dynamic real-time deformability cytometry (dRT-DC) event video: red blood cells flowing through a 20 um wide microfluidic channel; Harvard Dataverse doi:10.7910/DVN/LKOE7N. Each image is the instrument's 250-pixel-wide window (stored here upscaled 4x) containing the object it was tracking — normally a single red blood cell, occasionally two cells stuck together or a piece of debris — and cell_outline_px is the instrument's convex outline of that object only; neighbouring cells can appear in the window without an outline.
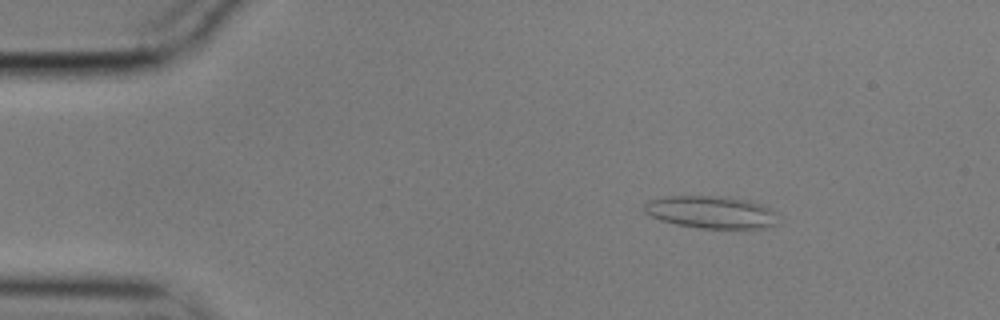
{"species": "common noctule bat (a hibernating species)", "species_latin": "Nyctalus noctula", "temperature_condition": "cold", "stored_images_in_passage": 56, "camera_frame_rate_fps": 3000, "um_per_image_px": 0.085, "animal": {"sex": "male", "body_mass_g": 17.9}, "frame": {"image": 1, "passage_image": 8, "time_ms": 2.333, "image_size_px": [1000, 320], "cell_outline_px": [[776, 224], [764, 228], [700, 228], [676, 224], [660, 220], [644, 212], [644, 204], [648, 200], [668, 196], [720, 196], [748, 200], [772, 208]], "centroid_in_image_um": [60.4, 18.03], "position_along_channel_um": 24.6, "area_um2": 25.09}}
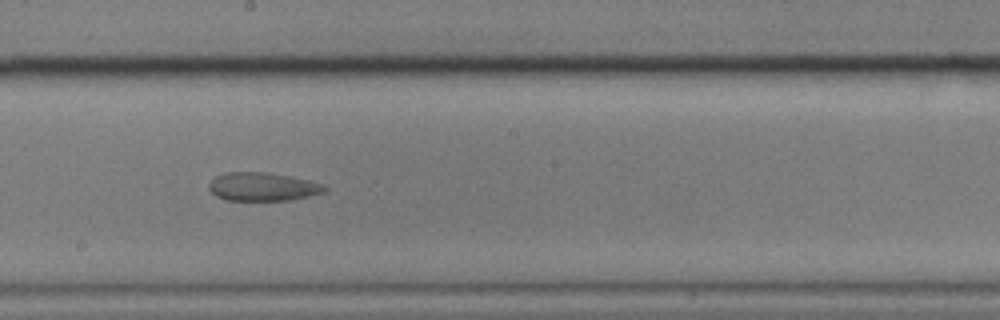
{"frame": {"image": 2, "passage_image": 31, "time_ms": 10.0, "image_size_px": [1000, 320], "cell_outline_px": [[328, 188], [324, 192], [292, 200], [224, 200], [216, 196], [208, 188], [208, 184], [216, 176], [228, 172], [268, 172], [308, 180], [324, 184]], "centroid_in_image_um": [22.32, 15.87], "position_along_channel_um": 225.9, "area_um2": 19.13}}
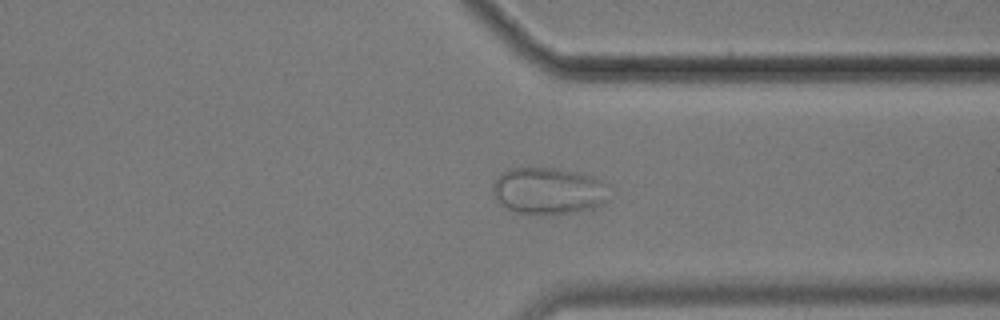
{"frame": {"image": 3, "passage_image": 43, "time_ms": 14.0, "image_size_px": [1000, 320], "cell_outline_px": [[604, 204], [592, 208], [576, 212], [516, 212], [504, 208], [496, 200], [492, 192], [492, 184], [496, 176], [500, 172], [508, 168], [556, 168], [576, 172], [592, 176], [600, 180], [604, 184]], "centroid_in_image_um": [46.5, 16.19], "position_along_channel_um": 364.9, "area_um2": 31.15}}